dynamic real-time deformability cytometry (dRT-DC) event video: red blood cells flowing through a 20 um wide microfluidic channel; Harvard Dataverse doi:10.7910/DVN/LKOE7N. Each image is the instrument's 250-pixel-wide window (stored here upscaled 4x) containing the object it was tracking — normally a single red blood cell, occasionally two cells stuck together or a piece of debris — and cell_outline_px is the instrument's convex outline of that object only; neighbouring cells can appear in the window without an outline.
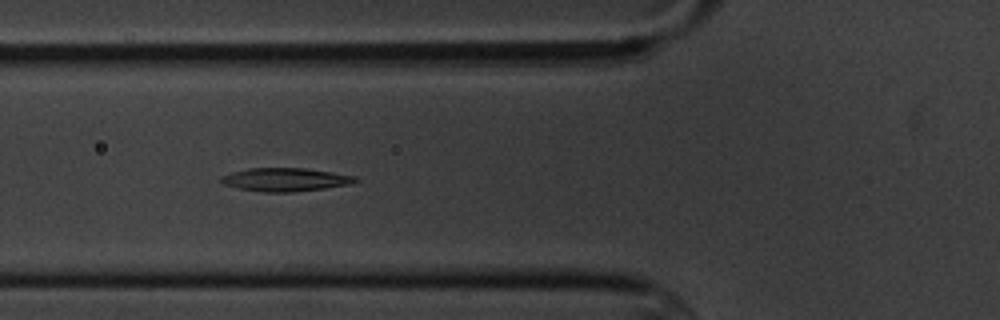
{"species": "common noctule bat (a hibernating species)", "species_latin": "Nyctalus noctula", "temperature_condition": "cold", "stored_images_in_passage": 10, "camera_frame_rate_fps": 3000, "um_per_image_px": 0.085, "animal": {"sex": "male", "body_mass_g": 20.1, "forearm_length_mm": 53.5}, "frame": {"image": 1, "passage_image": 6, "time_ms": 5.667, "image_size_px": [1000, 320], "cell_outline_px": [[360, 180], [348, 184], [324, 188], [292, 192], [264, 192], [240, 188], [224, 184], [220, 180], [220, 176], [232, 172], [248, 168], [304, 168], [332, 172], [356, 176]], "centroid_in_image_um": [24.25, 15.26], "position_along_channel_um": 101.6, "area_um2": 18.09}}
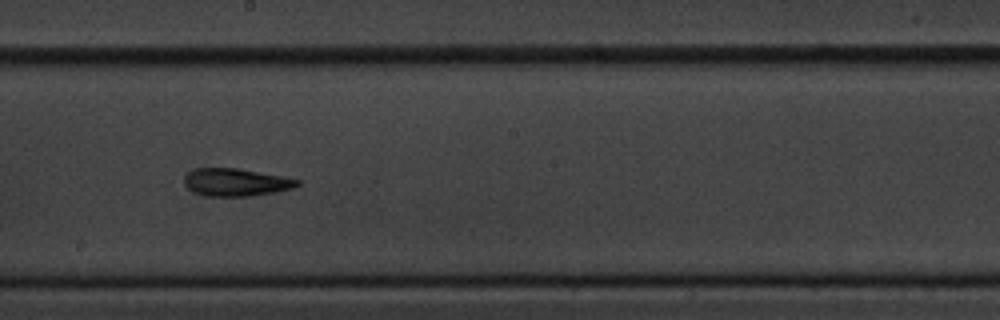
{"frame": {"image": 2, "passage_image": 9, "time_ms": 9.333, "image_size_px": [1000, 320], "cell_outline_px": [[300, 184], [292, 188], [276, 192], [252, 196], [208, 196], [192, 192], [184, 184], [184, 176], [188, 172], [196, 168], [236, 168], [280, 176], [300, 180]], "centroid_in_image_um": [20.01, 15.5], "position_along_channel_um": 228.2, "area_um2": 18.15}}
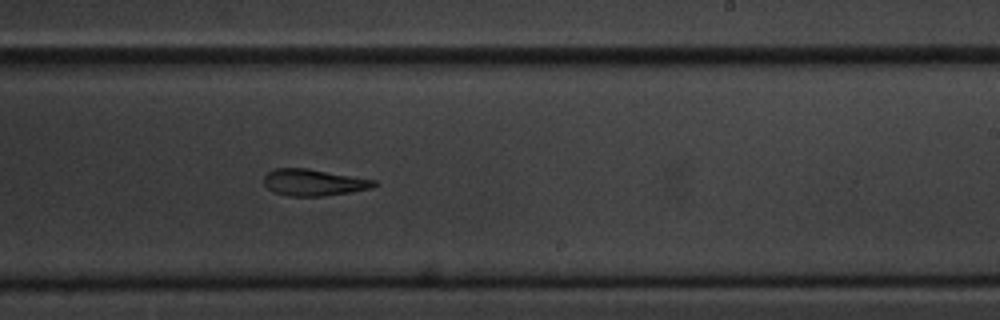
{"frame": {"image": 3, "passage_image": 10, "time_ms": 10.333, "image_size_px": [1000, 320], "cell_outline_px": [[376, 184], [372, 188], [324, 196], [288, 196], [276, 192], [268, 188], [264, 184], [264, 176], [268, 172], [276, 168], [308, 168], [376, 180]], "centroid_in_image_um": [26.65, 15.5], "position_along_channel_um": 262.3, "area_um2": 16.94}}